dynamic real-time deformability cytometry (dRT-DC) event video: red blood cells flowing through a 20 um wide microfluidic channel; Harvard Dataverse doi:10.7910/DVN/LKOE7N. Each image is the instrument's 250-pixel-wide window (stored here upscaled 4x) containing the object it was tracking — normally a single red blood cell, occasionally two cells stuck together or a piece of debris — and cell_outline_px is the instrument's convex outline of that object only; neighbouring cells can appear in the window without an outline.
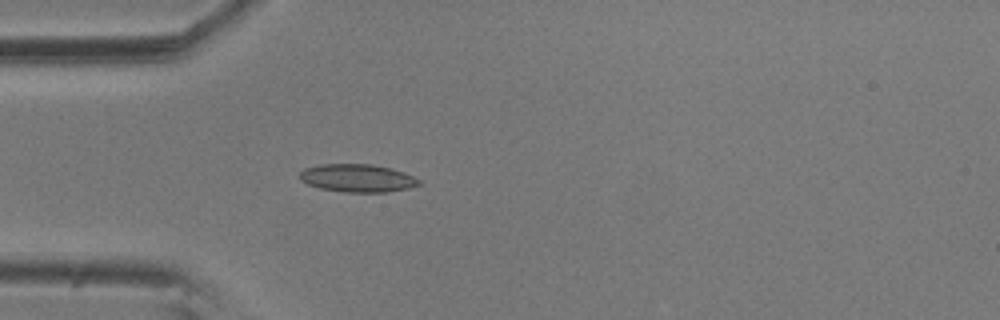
{"species": "common noctule bat (a hibernating species)", "species_latin": "Nyctalus noctula", "temperature_condition": "room temperature", "stored_images_in_passage": 5, "camera_frame_rate_fps": 3000, "um_per_image_px": 0.085, "animal": {"sex": "male", "body_mass_g": 20.5, "forearm_length_mm": 52.5}, "frame": {"image": 1, "passage_image": 5, "time_ms": 1.333, "image_size_px": [1000, 320], "cell_outline_px": [[424, 184], [408, 188], [388, 192], [344, 192], [320, 188], [308, 184], [300, 180], [300, 172], [304, 168], [320, 164], [372, 164], [392, 168], [404, 172], [420, 180]], "centroid_in_image_um": [30.41, 15.13], "position_along_channel_um": 54.6, "area_um2": 19.54}}